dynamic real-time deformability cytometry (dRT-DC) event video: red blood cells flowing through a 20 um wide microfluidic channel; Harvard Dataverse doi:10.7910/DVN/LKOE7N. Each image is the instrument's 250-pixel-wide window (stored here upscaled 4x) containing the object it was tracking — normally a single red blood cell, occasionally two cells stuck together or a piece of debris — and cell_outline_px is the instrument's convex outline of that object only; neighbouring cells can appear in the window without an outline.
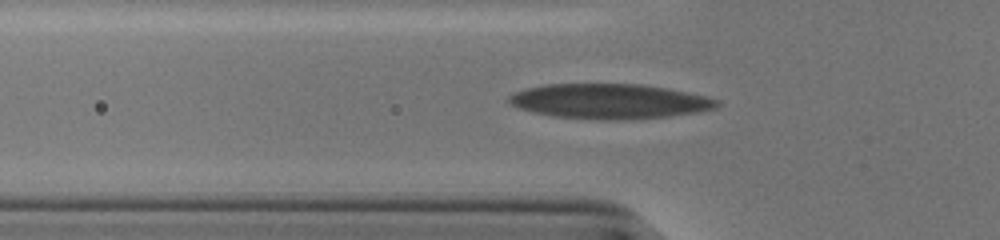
{"species": "human", "species_latin": "Homo sapiens", "temperature_condition": "cold", "stored_images_in_passage": 46, "camera_frame_rate_fps": 3000, "um_per_image_px": 0.085, "donor": {"sex": "male"}, "frame": {"image": 1, "passage_image": 12, "time_ms": 3.667, "image_size_px": [1000, 240], "cell_outline_px": [[720, 108], [700, 112], [668, 116], [620, 120], [600, 120], [556, 116], [532, 112], [508, 104], [508, 96], [516, 92], [528, 88], [544, 84], [640, 84], [688, 92], [708, 96], [720, 100]], "centroid_in_image_um": [51.86, 8.61], "position_along_channel_um": 73.9, "area_um2": 42.48}}
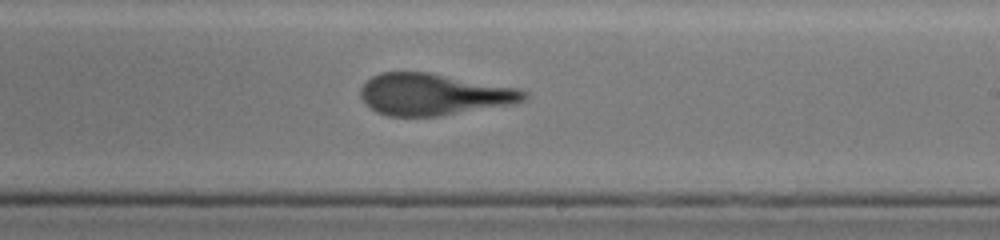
{"frame": {"image": 2, "passage_image": 26, "time_ms": 8.333, "image_size_px": [1000, 240], "cell_outline_px": [[528, 96], [524, 100], [508, 104], [440, 116], [388, 116], [376, 112], [360, 96], [360, 88], [372, 76], [380, 72], [428, 72], [520, 88], [528, 92]], "centroid_in_image_um": [36.85, 8.01], "position_along_channel_um": 252.1, "area_um2": 39.42}}
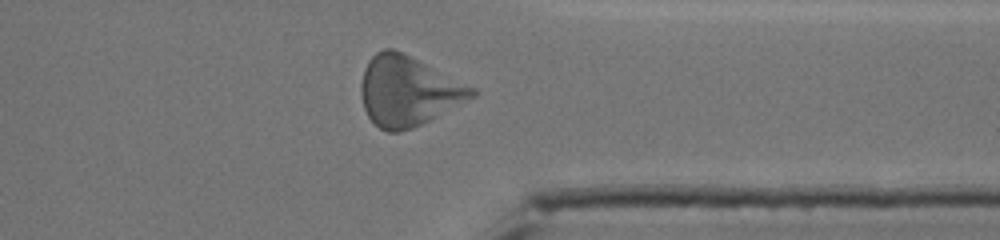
{"frame": {"image": 3, "passage_image": 36, "time_ms": 11.667, "image_size_px": [1000, 240], "cell_outline_px": [[480, 92], [476, 96], [412, 128], [400, 132], [388, 132], [380, 128], [368, 116], [364, 108], [360, 92], [360, 84], [364, 68], [368, 60], [376, 52], [384, 48], [392, 48], [476, 88]], "centroid_in_image_um": [34.67, 7.74], "position_along_channel_um": 376.7, "area_um2": 44.62}, "authors_computed_cell_mechanics": {"area_um2": 40.6623, "velocity_mm_per_s": 3.8219, "shape_relaxation_time_tau1_ms": 7.4963, "shape_relaxation_time_tau2_ms": 1.5587, "deformation_change_tau1": 0.2566, "deformation_change_tau2": 0.1141}}